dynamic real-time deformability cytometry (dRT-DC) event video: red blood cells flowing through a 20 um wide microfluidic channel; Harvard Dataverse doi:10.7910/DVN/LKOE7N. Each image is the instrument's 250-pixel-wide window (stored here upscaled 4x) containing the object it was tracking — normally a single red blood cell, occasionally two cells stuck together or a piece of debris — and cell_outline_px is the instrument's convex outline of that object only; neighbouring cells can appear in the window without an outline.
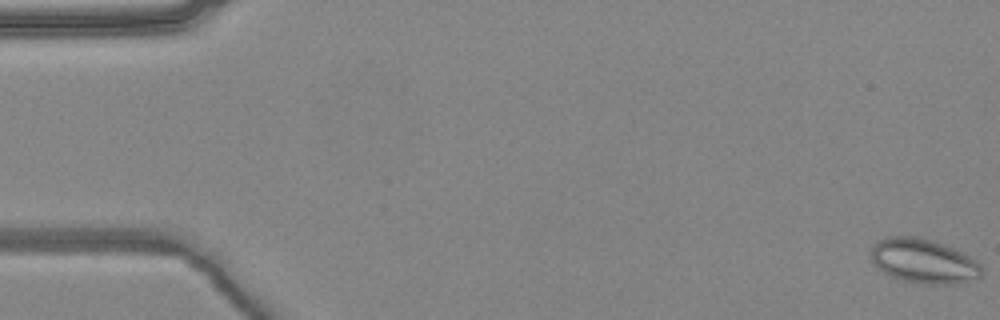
{"species": "common noctule bat (a hibernating species)", "species_latin": "Nyctalus noctula", "temperature_condition": "warm", "stored_images_in_passage": 5, "camera_frame_rate_fps": 3000, "um_per_image_px": 0.085, "animal": {"sex": "female", "body_mass_g": 24.6, "forearm_length_mm": 56.2}, "frame": {"image": 1, "passage_image": 1, "time_ms": 0.0, "image_size_px": [1000, 320], "cell_outline_px": [[984, 276], [960, 284], [924, 284], [904, 280], [888, 276], [872, 260], [868, 252], [880, 240], [888, 236], [920, 236], [944, 244], [976, 260], [984, 268]], "centroid_in_image_um": [78.55, 22.2], "position_along_channel_um": 6.5, "area_um2": 28.9}}